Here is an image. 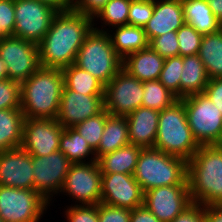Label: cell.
Instances as JSON below:
<instances>
[{"mask_svg": "<svg viewBox=\"0 0 222 222\" xmlns=\"http://www.w3.org/2000/svg\"><path fill=\"white\" fill-rule=\"evenodd\" d=\"M93 23L91 17L73 9L59 11L38 44L41 67L63 69L74 64L80 47L93 29Z\"/></svg>", "mask_w": 222, "mask_h": 222, "instance_id": "cell-1", "label": "cell"}, {"mask_svg": "<svg viewBox=\"0 0 222 222\" xmlns=\"http://www.w3.org/2000/svg\"><path fill=\"white\" fill-rule=\"evenodd\" d=\"M99 222H130L131 210L98 203Z\"/></svg>", "mask_w": 222, "mask_h": 222, "instance_id": "cell-41", "label": "cell"}, {"mask_svg": "<svg viewBox=\"0 0 222 222\" xmlns=\"http://www.w3.org/2000/svg\"><path fill=\"white\" fill-rule=\"evenodd\" d=\"M143 89L142 107L160 112L178 100L159 80L143 82Z\"/></svg>", "mask_w": 222, "mask_h": 222, "instance_id": "cell-31", "label": "cell"}, {"mask_svg": "<svg viewBox=\"0 0 222 222\" xmlns=\"http://www.w3.org/2000/svg\"><path fill=\"white\" fill-rule=\"evenodd\" d=\"M184 24L182 0H154V12L144 31L150 42L154 37L177 31Z\"/></svg>", "mask_w": 222, "mask_h": 222, "instance_id": "cell-19", "label": "cell"}, {"mask_svg": "<svg viewBox=\"0 0 222 222\" xmlns=\"http://www.w3.org/2000/svg\"><path fill=\"white\" fill-rule=\"evenodd\" d=\"M130 4L131 0H109L92 20L109 28L127 25Z\"/></svg>", "mask_w": 222, "mask_h": 222, "instance_id": "cell-32", "label": "cell"}, {"mask_svg": "<svg viewBox=\"0 0 222 222\" xmlns=\"http://www.w3.org/2000/svg\"><path fill=\"white\" fill-rule=\"evenodd\" d=\"M109 114L110 113L104 109L98 115L88 118L74 126L78 133L85 138L94 152L97 150L100 144L106 119Z\"/></svg>", "mask_w": 222, "mask_h": 222, "instance_id": "cell-33", "label": "cell"}, {"mask_svg": "<svg viewBox=\"0 0 222 222\" xmlns=\"http://www.w3.org/2000/svg\"><path fill=\"white\" fill-rule=\"evenodd\" d=\"M222 113V78L209 79L203 92Z\"/></svg>", "mask_w": 222, "mask_h": 222, "instance_id": "cell-44", "label": "cell"}, {"mask_svg": "<svg viewBox=\"0 0 222 222\" xmlns=\"http://www.w3.org/2000/svg\"><path fill=\"white\" fill-rule=\"evenodd\" d=\"M0 57L8 78L19 83L41 67L38 45L14 35L0 38Z\"/></svg>", "mask_w": 222, "mask_h": 222, "instance_id": "cell-10", "label": "cell"}, {"mask_svg": "<svg viewBox=\"0 0 222 222\" xmlns=\"http://www.w3.org/2000/svg\"><path fill=\"white\" fill-rule=\"evenodd\" d=\"M199 147L188 125L184 103L180 99L160 111L155 149L188 162Z\"/></svg>", "mask_w": 222, "mask_h": 222, "instance_id": "cell-5", "label": "cell"}, {"mask_svg": "<svg viewBox=\"0 0 222 222\" xmlns=\"http://www.w3.org/2000/svg\"><path fill=\"white\" fill-rule=\"evenodd\" d=\"M192 204L188 184L161 186L144 192V205L161 222H171Z\"/></svg>", "mask_w": 222, "mask_h": 222, "instance_id": "cell-15", "label": "cell"}, {"mask_svg": "<svg viewBox=\"0 0 222 222\" xmlns=\"http://www.w3.org/2000/svg\"><path fill=\"white\" fill-rule=\"evenodd\" d=\"M143 82L123 68L104 89V109L114 116H127L142 106Z\"/></svg>", "mask_w": 222, "mask_h": 222, "instance_id": "cell-11", "label": "cell"}, {"mask_svg": "<svg viewBox=\"0 0 222 222\" xmlns=\"http://www.w3.org/2000/svg\"><path fill=\"white\" fill-rule=\"evenodd\" d=\"M130 222H161L145 205L131 210Z\"/></svg>", "mask_w": 222, "mask_h": 222, "instance_id": "cell-45", "label": "cell"}, {"mask_svg": "<svg viewBox=\"0 0 222 222\" xmlns=\"http://www.w3.org/2000/svg\"><path fill=\"white\" fill-rule=\"evenodd\" d=\"M130 144L128 122L126 116H114L109 114L101 136L100 144L95 151L96 158L114 152L115 150Z\"/></svg>", "mask_w": 222, "mask_h": 222, "instance_id": "cell-24", "label": "cell"}, {"mask_svg": "<svg viewBox=\"0 0 222 222\" xmlns=\"http://www.w3.org/2000/svg\"><path fill=\"white\" fill-rule=\"evenodd\" d=\"M187 161L155 148L140 151L134 178L143 192L161 186L188 184Z\"/></svg>", "mask_w": 222, "mask_h": 222, "instance_id": "cell-4", "label": "cell"}, {"mask_svg": "<svg viewBox=\"0 0 222 222\" xmlns=\"http://www.w3.org/2000/svg\"><path fill=\"white\" fill-rule=\"evenodd\" d=\"M198 56L209 79L222 78V30L203 35Z\"/></svg>", "mask_w": 222, "mask_h": 222, "instance_id": "cell-29", "label": "cell"}, {"mask_svg": "<svg viewBox=\"0 0 222 222\" xmlns=\"http://www.w3.org/2000/svg\"><path fill=\"white\" fill-rule=\"evenodd\" d=\"M24 120L20 108L0 110V152L21 146Z\"/></svg>", "mask_w": 222, "mask_h": 222, "instance_id": "cell-27", "label": "cell"}, {"mask_svg": "<svg viewBox=\"0 0 222 222\" xmlns=\"http://www.w3.org/2000/svg\"><path fill=\"white\" fill-rule=\"evenodd\" d=\"M149 46L164 59L179 56L177 31L167 32L161 36L154 37L149 42Z\"/></svg>", "mask_w": 222, "mask_h": 222, "instance_id": "cell-38", "label": "cell"}, {"mask_svg": "<svg viewBox=\"0 0 222 222\" xmlns=\"http://www.w3.org/2000/svg\"><path fill=\"white\" fill-rule=\"evenodd\" d=\"M54 7L57 11H69L73 9V0H38Z\"/></svg>", "mask_w": 222, "mask_h": 222, "instance_id": "cell-47", "label": "cell"}, {"mask_svg": "<svg viewBox=\"0 0 222 222\" xmlns=\"http://www.w3.org/2000/svg\"><path fill=\"white\" fill-rule=\"evenodd\" d=\"M203 35L197 32L191 25L185 23L177 30L179 42V56L198 55Z\"/></svg>", "mask_w": 222, "mask_h": 222, "instance_id": "cell-35", "label": "cell"}, {"mask_svg": "<svg viewBox=\"0 0 222 222\" xmlns=\"http://www.w3.org/2000/svg\"><path fill=\"white\" fill-rule=\"evenodd\" d=\"M180 79V99L192 94L203 93L209 77L198 55L183 57Z\"/></svg>", "mask_w": 222, "mask_h": 222, "instance_id": "cell-25", "label": "cell"}, {"mask_svg": "<svg viewBox=\"0 0 222 222\" xmlns=\"http://www.w3.org/2000/svg\"><path fill=\"white\" fill-rule=\"evenodd\" d=\"M141 150V147L129 144L114 152L100 156L97 159V163L101 173H122L133 175Z\"/></svg>", "mask_w": 222, "mask_h": 222, "instance_id": "cell-26", "label": "cell"}, {"mask_svg": "<svg viewBox=\"0 0 222 222\" xmlns=\"http://www.w3.org/2000/svg\"><path fill=\"white\" fill-rule=\"evenodd\" d=\"M96 25V23H93L94 29L109 33L114 50L122 60H124L128 55L149 46V41L147 40L143 27L127 24L114 27L112 30H109V28L106 29L102 24V28H99Z\"/></svg>", "mask_w": 222, "mask_h": 222, "instance_id": "cell-22", "label": "cell"}, {"mask_svg": "<svg viewBox=\"0 0 222 222\" xmlns=\"http://www.w3.org/2000/svg\"><path fill=\"white\" fill-rule=\"evenodd\" d=\"M14 0H0V38L12 36L15 28Z\"/></svg>", "mask_w": 222, "mask_h": 222, "instance_id": "cell-40", "label": "cell"}, {"mask_svg": "<svg viewBox=\"0 0 222 222\" xmlns=\"http://www.w3.org/2000/svg\"><path fill=\"white\" fill-rule=\"evenodd\" d=\"M193 203L222 204V145H201L187 163Z\"/></svg>", "mask_w": 222, "mask_h": 222, "instance_id": "cell-2", "label": "cell"}, {"mask_svg": "<svg viewBox=\"0 0 222 222\" xmlns=\"http://www.w3.org/2000/svg\"><path fill=\"white\" fill-rule=\"evenodd\" d=\"M101 177L97 161L72 163L60 193L76 200L75 205H96L101 202Z\"/></svg>", "mask_w": 222, "mask_h": 222, "instance_id": "cell-12", "label": "cell"}, {"mask_svg": "<svg viewBox=\"0 0 222 222\" xmlns=\"http://www.w3.org/2000/svg\"><path fill=\"white\" fill-rule=\"evenodd\" d=\"M50 205L35 190L0 186V218L4 222H39Z\"/></svg>", "mask_w": 222, "mask_h": 222, "instance_id": "cell-8", "label": "cell"}, {"mask_svg": "<svg viewBox=\"0 0 222 222\" xmlns=\"http://www.w3.org/2000/svg\"><path fill=\"white\" fill-rule=\"evenodd\" d=\"M101 202L133 210L144 205V192L133 175L102 173Z\"/></svg>", "mask_w": 222, "mask_h": 222, "instance_id": "cell-16", "label": "cell"}, {"mask_svg": "<svg viewBox=\"0 0 222 222\" xmlns=\"http://www.w3.org/2000/svg\"><path fill=\"white\" fill-rule=\"evenodd\" d=\"M104 110V95H85L63 88L56 120L64 127H74Z\"/></svg>", "mask_w": 222, "mask_h": 222, "instance_id": "cell-17", "label": "cell"}, {"mask_svg": "<svg viewBox=\"0 0 222 222\" xmlns=\"http://www.w3.org/2000/svg\"><path fill=\"white\" fill-rule=\"evenodd\" d=\"M164 58L150 46L128 55L122 63V68L139 81L159 80Z\"/></svg>", "mask_w": 222, "mask_h": 222, "instance_id": "cell-21", "label": "cell"}, {"mask_svg": "<svg viewBox=\"0 0 222 222\" xmlns=\"http://www.w3.org/2000/svg\"><path fill=\"white\" fill-rule=\"evenodd\" d=\"M183 57L173 56L164 60L159 81L180 99V79L183 71Z\"/></svg>", "mask_w": 222, "mask_h": 222, "instance_id": "cell-34", "label": "cell"}, {"mask_svg": "<svg viewBox=\"0 0 222 222\" xmlns=\"http://www.w3.org/2000/svg\"><path fill=\"white\" fill-rule=\"evenodd\" d=\"M15 28L14 36L39 44L55 15L54 7L38 0H14Z\"/></svg>", "mask_w": 222, "mask_h": 222, "instance_id": "cell-9", "label": "cell"}, {"mask_svg": "<svg viewBox=\"0 0 222 222\" xmlns=\"http://www.w3.org/2000/svg\"><path fill=\"white\" fill-rule=\"evenodd\" d=\"M171 222H205V206L193 203Z\"/></svg>", "mask_w": 222, "mask_h": 222, "instance_id": "cell-43", "label": "cell"}, {"mask_svg": "<svg viewBox=\"0 0 222 222\" xmlns=\"http://www.w3.org/2000/svg\"><path fill=\"white\" fill-rule=\"evenodd\" d=\"M205 222H222V204L205 206Z\"/></svg>", "mask_w": 222, "mask_h": 222, "instance_id": "cell-46", "label": "cell"}, {"mask_svg": "<svg viewBox=\"0 0 222 222\" xmlns=\"http://www.w3.org/2000/svg\"><path fill=\"white\" fill-rule=\"evenodd\" d=\"M212 13L217 17L218 22L222 25V0H206Z\"/></svg>", "mask_w": 222, "mask_h": 222, "instance_id": "cell-48", "label": "cell"}, {"mask_svg": "<svg viewBox=\"0 0 222 222\" xmlns=\"http://www.w3.org/2000/svg\"><path fill=\"white\" fill-rule=\"evenodd\" d=\"M159 115V111L141 106L126 116L131 145L154 148Z\"/></svg>", "mask_w": 222, "mask_h": 222, "instance_id": "cell-20", "label": "cell"}, {"mask_svg": "<svg viewBox=\"0 0 222 222\" xmlns=\"http://www.w3.org/2000/svg\"><path fill=\"white\" fill-rule=\"evenodd\" d=\"M154 12V0H131L128 25L143 27Z\"/></svg>", "mask_w": 222, "mask_h": 222, "instance_id": "cell-36", "label": "cell"}, {"mask_svg": "<svg viewBox=\"0 0 222 222\" xmlns=\"http://www.w3.org/2000/svg\"><path fill=\"white\" fill-rule=\"evenodd\" d=\"M122 63L109 33L94 28L86 36L74 61V65L88 71L104 86L122 69Z\"/></svg>", "mask_w": 222, "mask_h": 222, "instance_id": "cell-6", "label": "cell"}, {"mask_svg": "<svg viewBox=\"0 0 222 222\" xmlns=\"http://www.w3.org/2000/svg\"><path fill=\"white\" fill-rule=\"evenodd\" d=\"M109 0H73V10L92 19Z\"/></svg>", "mask_w": 222, "mask_h": 222, "instance_id": "cell-42", "label": "cell"}, {"mask_svg": "<svg viewBox=\"0 0 222 222\" xmlns=\"http://www.w3.org/2000/svg\"><path fill=\"white\" fill-rule=\"evenodd\" d=\"M185 106L188 125L201 145H222V113L204 94H192L180 99Z\"/></svg>", "mask_w": 222, "mask_h": 222, "instance_id": "cell-7", "label": "cell"}, {"mask_svg": "<svg viewBox=\"0 0 222 222\" xmlns=\"http://www.w3.org/2000/svg\"><path fill=\"white\" fill-rule=\"evenodd\" d=\"M66 206L64 217L68 222H99L98 204ZM66 215V216H65Z\"/></svg>", "mask_w": 222, "mask_h": 222, "instance_id": "cell-39", "label": "cell"}, {"mask_svg": "<svg viewBox=\"0 0 222 222\" xmlns=\"http://www.w3.org/2000/svg\"><path fill=\"white\" fill-rule=\"evenodd\" d=\"M62 70L64 87L85 95H104L105 86L91 75L74 64Z\"/></svg>", "mask_w": 222, "mask_h": 222, "instance_id": "cell-30", "label": "cell"}, {"mask_svg": "<svg viewBox=\"0 0 222 222\" xmlns=\"http://www.w3.org/2000/svg\"><path fill=\"white\" fill-rule=\"evenodd\" d=\"M182 7L185 23L200 34L208 35L221 29L206 0H182Z\"/></svg>", "mask_w": 222, "mask_h": 222, "instance_id": "cell-23", "label": "cell"}, {"mask_svg": "<svg viewBox=\"0 0 222 222\" xmlns=\"http://www.w3.org/2000/svg\"><path fill=\"white\" fill-rule=\"evenodd\" d=\"M21 83L9 78L0 81V110L20 108Z\"/></svg>", "mask_w": 222, "mask_h": 222, "instance_id": "cell-37", "label": "cell"}, {"mask_svg": "<svg viewBox=\"0 0 222 222\" xmlns=\"http://www.w3.org/2000/svg\"><path fill=\"white\" fill-rule=\"evenodd\" d=\"M64 127L51 118H25L21 148L32 156H46L59 150Z\"/></svg>", "mask_w": 222, "mask_h": 222, "instance_id": "cell-14", "label": "cell"}, {"mask_svg": "<svg viewBox=\"0 0 222 222\" xmlns=\"http://www.w3.org/2000/svg\"><path fill=\"white\" fill-rule=\"evenodd\" d=\"M32 155L21 147L0 152V186L34 190Z\"/></svg>", "mask_w": 222, "mask_h": 222, "instance_id": "cell-18", "label": "cell"}, {"mask_svg": "<svg viewBox=\"0 0 222 222\" xmlns=\"http://www.w3.org/2000/svg\"><path fill=\"white\" fill-rule=\"evenodd\" d=\"M71 164L60 150L46 156H32L34 190L52 203L55 195L60 196Z\"/></svg>", "mask_w": 222, "mask_h": 222, "instance_id": "cell-13", "label": "cell"}, {"mask_svg": "<svg viewBox=\"0 0 222 222\" xmlns=\"http://www.w3.org/2000/svg\"><path fill=\"white\" fill-rule=\"evenodd\" d=\"M7 78H8V73H7L6 65L3 59L0 57V81Z\"/></svg>", "mask_w": 222, "mask_h": 222, "instance_id": "cell-49", "label": "cell"}, {"mask_svg": "<svg viewBox=\"0 0 222 222\" xmlns=\"http://www.w3.org/2000/svg\"><path fill=\"white\" fill-rule=\"evenodd\" d=\"M63 87L61 69L40 67L21 83L20 109L24 117L56 119Z\"/></svg>", "mask_w": 222, "mask_h": 222, "instance_id": "cell-3", "label": "cell"}, {"mask_svg": "<svg viewBox=\"0 0 222 222\" xmlns=\"http://www.w3.org/2000/svg\"><path fill=\"white\" fill-rule=\"evenodd\" d=\"M59 150L72 163H91L97 161L95 152L74 127L64 128L62 131ZM90 156L91 158H89Z\"/></svg>", "mask_w": 222, "mask_h": 222, "instance_id": "cell-28", "label": "cell"}]
</instances>
